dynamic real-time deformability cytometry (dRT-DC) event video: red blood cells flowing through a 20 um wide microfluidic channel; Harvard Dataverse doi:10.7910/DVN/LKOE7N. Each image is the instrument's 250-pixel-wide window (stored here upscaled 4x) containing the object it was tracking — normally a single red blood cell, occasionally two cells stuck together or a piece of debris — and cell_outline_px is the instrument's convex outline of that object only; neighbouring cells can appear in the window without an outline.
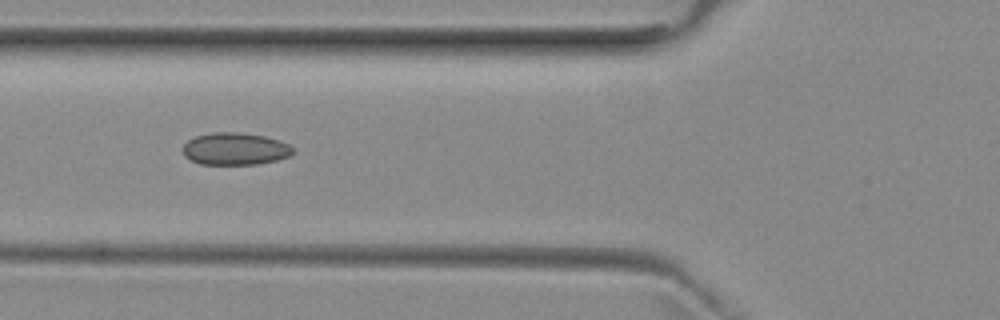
{"species": "common noctule bat (a hibernating species)", "species_latin": "Nyctalus noctula", "temperature_condition": "room temperature", "stored_images_in_passage": 12, "camera_frame_rate_fps": 3000, "um_per_image_px": 0.085, "animal": {"sex": "female", "body_mass_g": 29.2, "forearm_length_mm": 56.3}, "frame": {"image": 1, "passage_image": 6, "time_ms": 1.667, "image_size_px": [1000, 320], "cell_outline_px": [[296, 148], [288, 156], [276, 160], [256, 164], [200, 164], [184, 156], [184, 144], [188, 140], [196, 136], [212, 132], [236, 132], [264, 136], [280, 140]], "centroid_in_image_um": [19.99, 12.64], "position_along_channel_um": 105.8, "area_um2": 20.58}}
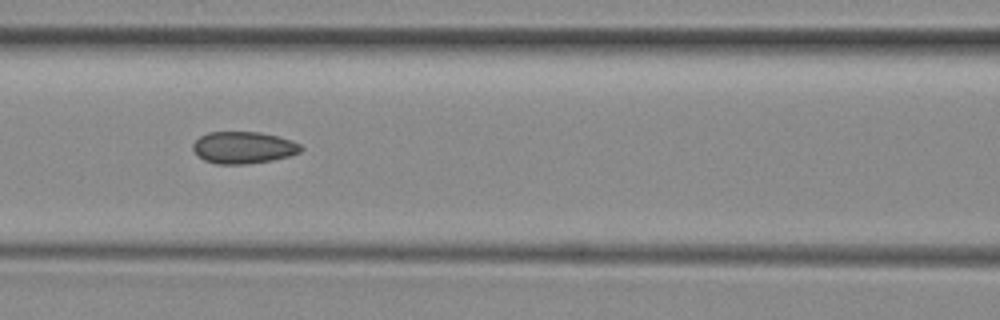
{"frame": {"image": 2, "passage_image": 9, "time_ms": 2.667, "image_size_px": [1000, 320], "cell_outline_px": [[304, 148], [300, 152], [288, 156], [272, 160], [244, 164], [216, 164], [204, 160], [192, 148], [192, 144], [200, 136], [208, 132], [260, 132], [292, 140], [300, 144]], "centroid_in_image_um": [20.7, 12.54], "position_along_channel_um": 145.9, "area_um2": 20.0}}